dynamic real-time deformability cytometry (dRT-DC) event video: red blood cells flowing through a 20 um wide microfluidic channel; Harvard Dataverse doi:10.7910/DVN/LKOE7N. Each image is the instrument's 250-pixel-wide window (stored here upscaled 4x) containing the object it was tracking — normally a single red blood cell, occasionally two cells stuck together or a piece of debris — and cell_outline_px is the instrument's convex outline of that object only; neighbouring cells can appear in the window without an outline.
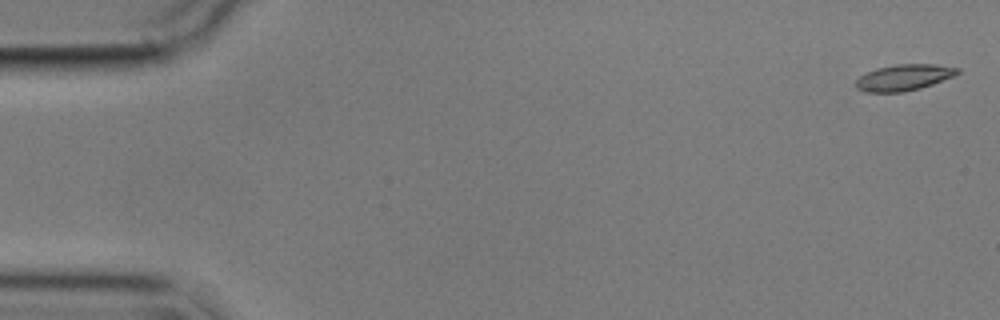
{"species": "common noctule bat (a hibernating species)", "species_latin": "Nyctalus noctula", "temperature_condition": "cold", "stored_images_in_passage": 6, "segment_of_instrument_passage": [1, 2], "camera_frame_rate_fps": 3000, "um_per_image_px": 0.085, "animal": {"sex": "male", "body_mass_g": 17.9}, "frame": {"image": 1, "passage_image": 1, "time_ms": 0.0, "image_size_px": [1000, 320], "cell_outline_px": [[960, 72], [952, 76], [932, 84], [920, 88], [904, 92], [864, 92], [856, 88], [856, 80], [860, 76], [876, 68], [896, 64], [936, 64], [960, 68]], "centroid_in_image_um": [76.82, 6.58], "position_along_channel_um": 8.2, "area_um2": 15.43}}
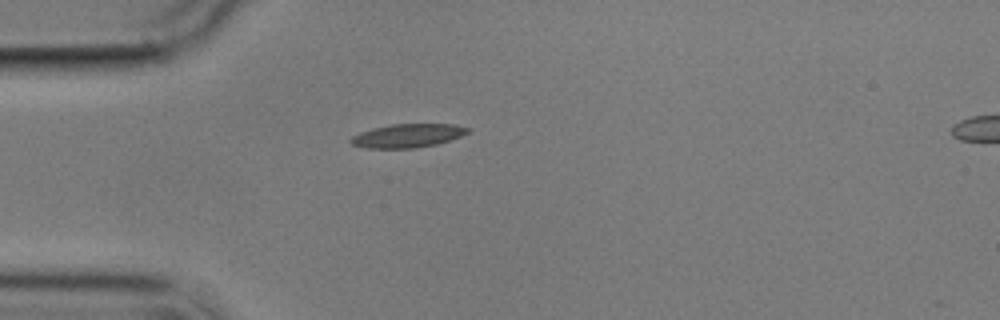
{"frame": {"image": 2, "passage_image": 5, "time_ms": 4.667, "image_size_px": [1000, 320], "cell_outline_px": [[472, 128], [468, 132], [460, 136], [436, 144], [416, 148], [368, 148], [352, 144], [348, 140], [352, 136], [360, 132], [372, 128], [392, 124], [452, 124]], "centroid_in_image_um": [34.63, 11.53], "position_along_channel_um": 50.4, "area_um2": 16.01}}